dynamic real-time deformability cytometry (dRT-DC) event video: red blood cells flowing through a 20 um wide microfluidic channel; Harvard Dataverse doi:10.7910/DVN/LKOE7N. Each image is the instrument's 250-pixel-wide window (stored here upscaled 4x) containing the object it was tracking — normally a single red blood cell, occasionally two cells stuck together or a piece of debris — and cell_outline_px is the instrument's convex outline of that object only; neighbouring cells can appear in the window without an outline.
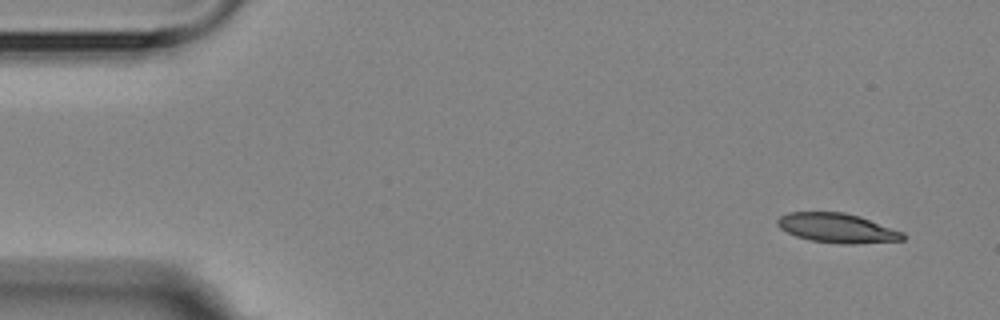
{"species": "Egyptian fruit bat (a non-hibernating species)", "species_latin": "Rousettus aegyptiacus", "temperature_condition": "room temperature", "stored_images_in_passage": 8, "camera_frame_rate_fps": 3000, "um_per_image_px": 0.085, "animal": {"sex": "female"}, "frame": {"image": 1, "passage_image": 1, "time_ms": 0.0, "image_size_px": [1000, 320], "cell_outline_px": [[908, 236], [904, 240], [852, 244], [840, 244], [812, 240], [796, 236], [780, 228], [776, 224], [776, 220], [780, 216], [788, 212], [844, 212], [860, 216], [904, 232]], "centroid_in_image_um": [71.19, 19.38], "position_along_channel_um": 13.8, "area_um2": 21.62}}
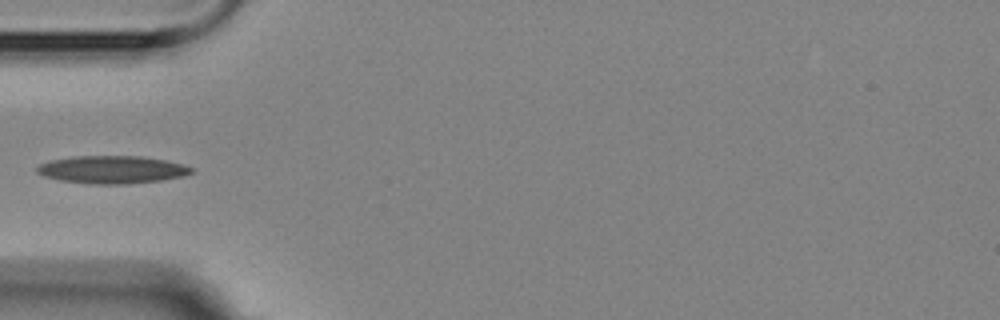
{"frame": {"image": 2, "passage_image": 5, "time_ms": 4.667, "image_size_px": [1000, 320], "cell_outline_px": [[192, 172], [184, 176], [160, 180], [128, 184], [88, 184], [60, 180], [44, 176], [36, 172], [36, 168], [40, 164], [52, 160], [76, 156], [140, 156], [164, 160], [184, 164], [192, 168]], "centroid_in_image_um": [9.52, 14.42], "position_along_channel_um": 75.5, "area_um2": 24.85}}
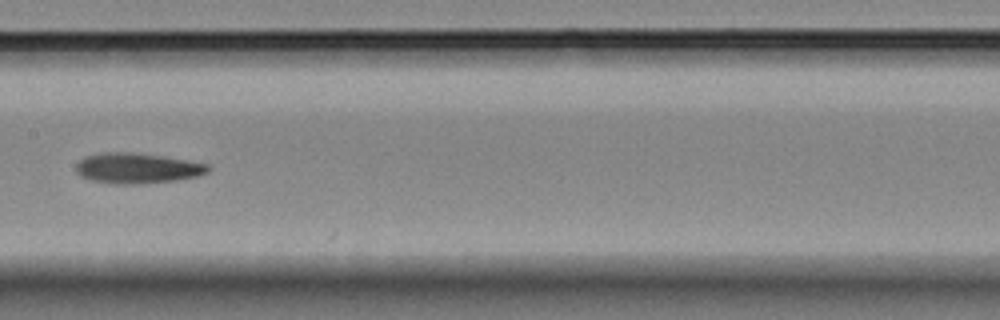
{"frame": {"image": 3, "passage_image": 8, "time_ms": 8.0, "image_size_px": [1000, 320], "cell_outline_px": [[208, 172], [196, 176], [176, 180], [140, 184], [116, 184], [92, 180], [80, 176], [76, 172], [76, 164], [80, 160], [88, 156], [100, 152], [132, 152], [164, 156], [188, 160], [208, 164]], "centroid_in_image_um": [11.65, 14.29], "position_along_channel_um": 195.8, "area_um2": 23.35}}